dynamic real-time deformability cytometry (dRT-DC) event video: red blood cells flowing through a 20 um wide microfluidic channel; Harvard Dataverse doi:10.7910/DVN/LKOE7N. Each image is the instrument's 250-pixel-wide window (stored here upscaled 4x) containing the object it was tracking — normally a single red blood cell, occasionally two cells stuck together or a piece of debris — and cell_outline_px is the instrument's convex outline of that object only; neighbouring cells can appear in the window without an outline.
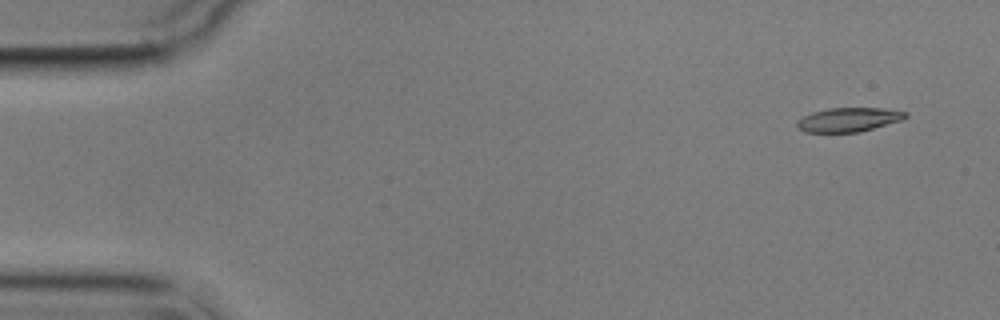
{"species": "common noctule bat (a hibernating species)", "species_latin": "Nyctalus noctula", "temperature_condition": "cold", "stored_images_in_passage": 4, "camera_frame_rate_fps": 3000, "um_per_image_px": 0.085, "animal": {"sex": "male", "body_mass_g": 17.9}, "frame": {"image": 1, "passage_image": 1, "time_ms": 0.0, "image_size_px": [1000, 320], "cell_outline_px": [[908, 116], [904, 120], [860, 132], [804, 132], [796, 128], [796, 120], [812, 112], [828, 108], [884, 108], [908, 112]], "centroid_in_image_um": [72.15, 10.17], "position_along_channel_um": 12.9, "area_um2": 15.49}}